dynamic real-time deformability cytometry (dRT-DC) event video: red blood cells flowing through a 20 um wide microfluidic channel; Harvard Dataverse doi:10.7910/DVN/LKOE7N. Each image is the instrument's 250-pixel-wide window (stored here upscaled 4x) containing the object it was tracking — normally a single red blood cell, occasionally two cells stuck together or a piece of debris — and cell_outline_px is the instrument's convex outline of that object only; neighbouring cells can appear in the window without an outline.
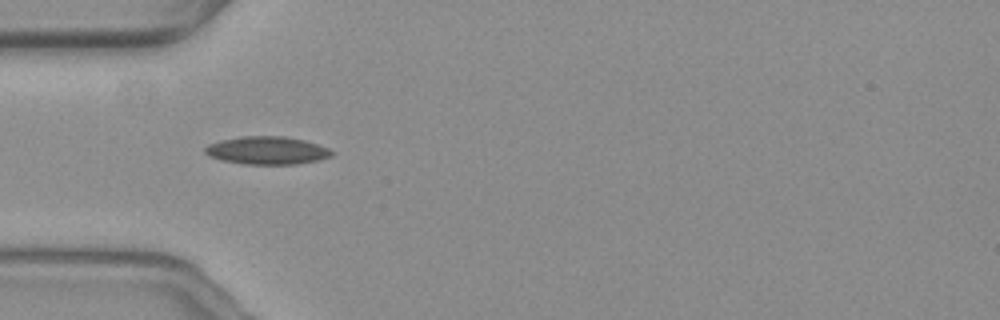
{"species": "common noctule bat (a hibernating species)", "species_latin": "Nyctalus noctula", "temperature_condition": "warm", "stored_images_in_passage": 32, "camera_frame_rate_fps": 3000, "um_per_image_px": 0.085, "animal": {"sex": "female", "body_mass_g": 19.3, "forearm_length_mm": 54.1}, "frame": {"image": 1, "passage_image": 1, "time_ms": 0.0, "image_size_px": [1000, 320], "cell_outline_px": [[332, 156], [316, 160], [296, 164], [244, 164], [220, 160], [204, 152], [204, 148], [208, 144], [220, 140], [240, 136], [284, 136], [304, 140], [328, 148], [332, 152]], "centroid_in_image_um": [22.66, 12.78], "position_along_channel_um": 62.3, "area_um2": 20.46}}
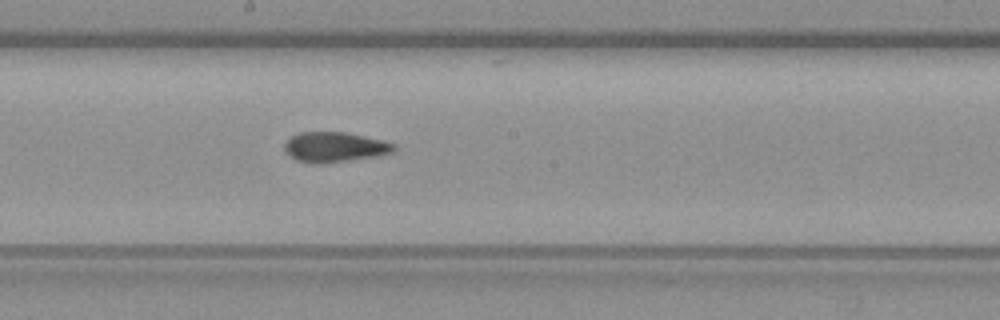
{"frame": {"image": 2, "passage_image": 14, "time_ms": 4.333, "image_size_px": [1000, 320], "cell_outline_px": [[396, 148], [392, 152], [376, 156], [320, 164], [316, 164], [296, 160], [284, 148], [284, 144], [292, 136], [300, 132], [344, 132], [384, 140], [396, 144]], "centroid_in_image_um": [28.47, 12.49], "position_along_channel_um": 219.7, "area_um2": 18.96}}
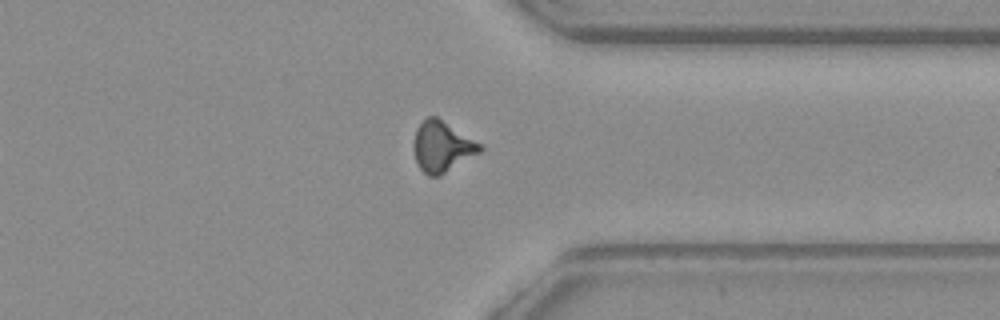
{"frame": {"image": 3, "passage_image": 27, "time_ms": 8.667, "image_size_px": [1000, 320], "cell_outline_px": [[484, 148], [480, 152], [440, 176], [428, 176], [420, 168], [416, 160], [416, 128], [428, 116], [436, 116], [484, 144]], "centroid_in_image_um": [37.65, 12.46], "position_along_channel_um": 373.7, "area_um2": 19.31}, "authors_computed_cell_mechanics": {"area_um2": 18.8428, "velocity_mm_per_s": 3.651, "shape_relaxation_time_tau1_ms": 9.941, "shape_relaxation_time_tau2_ms": 3.828, "deformation_change_tau1": 0.2201, "deformation_change_tau2": 0.1177}}